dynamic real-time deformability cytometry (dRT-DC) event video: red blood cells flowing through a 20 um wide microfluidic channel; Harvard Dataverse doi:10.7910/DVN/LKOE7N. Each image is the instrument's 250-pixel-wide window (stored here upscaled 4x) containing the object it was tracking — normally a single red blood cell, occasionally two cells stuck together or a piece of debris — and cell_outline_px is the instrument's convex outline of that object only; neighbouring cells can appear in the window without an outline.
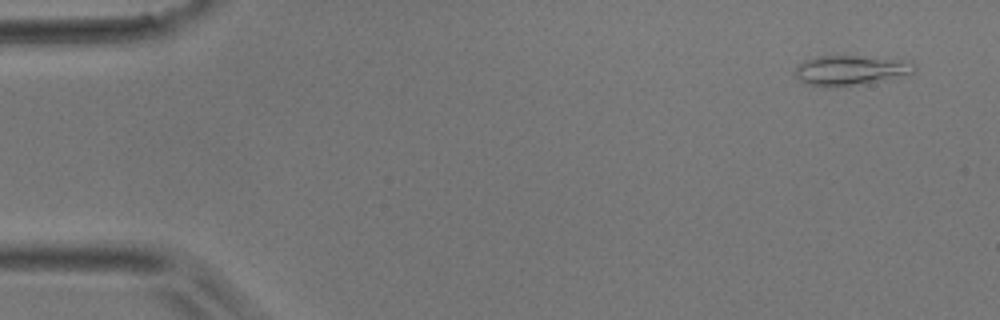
{"species": "common noctule bat (a hibernating species)", "species_latin": "Nyctalus noctula", "temperature_condition": "room temperature", "stored_images_in_passage": 44, "camera_frame_rate_fps": 3000, "um_per_image_px": 0.085, "animal": {"sex": "male", "body_mass_g": 17.9}, "frame": {"image": 1, "passage_image": 1, "time_ms": 0.0, "image_size_px": [1000, 320], "cell_outline_px": [[916, 72], [876, 80], [852, 84], [824, 88], [808, 84], [800, 80], [796, 76], [796, 68], [804, 60], [816, 56], [856, 56], [912, 60], [916, 64]], "centroid_in_image_um": [72.29, 5.94], "position_along_channel_um": 12.7, "area_um2": 20.35}}
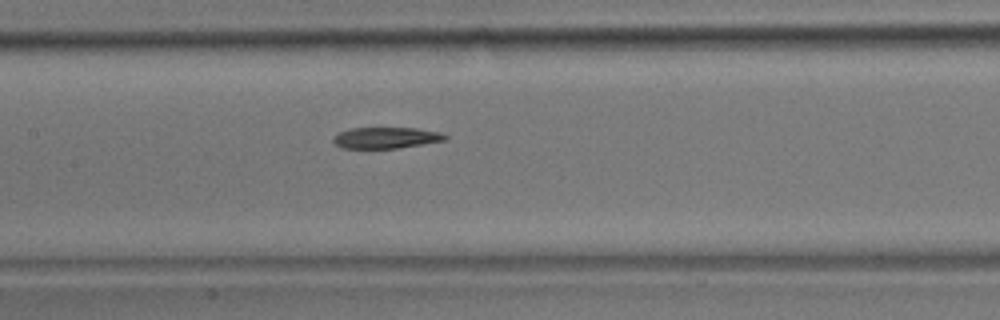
{"frame": {"image": 2, "passage_image": 20, "time_ms": 6.333, "image_size_px": [1000, 320], "cell_outline_px": [[448, 140], [396, 148], [340, 148], [332, 140], [332, 136], [348, 128], [416, 128], [440, 132], [448, 136]], "centroid_in_image_um": [32.8, 11.71], "position_along_channel_um": 174.6, "area_um2": 13.87}}
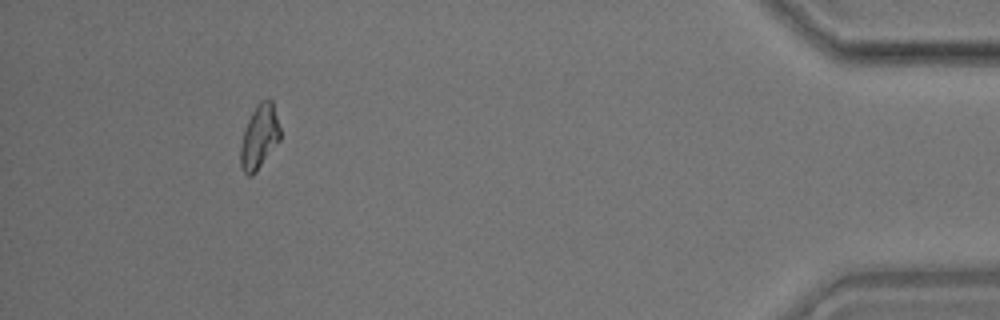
{"frame": {"image": 3, "passage_image": 41, "time_ms": 13.333, "image_size_px": [1000, 320], "cell_outline_px": [[280, 140], [256, 172], [252, 176], [248, 176], [240, 168], [240, 144], [248, 120], [256, 104], [260, 100], [272, 100], [280, 128]], "centroid_in_image_um": [22.03, 11.65], "position_along_channel_um": 413.2, "area_um2": 14.8}}